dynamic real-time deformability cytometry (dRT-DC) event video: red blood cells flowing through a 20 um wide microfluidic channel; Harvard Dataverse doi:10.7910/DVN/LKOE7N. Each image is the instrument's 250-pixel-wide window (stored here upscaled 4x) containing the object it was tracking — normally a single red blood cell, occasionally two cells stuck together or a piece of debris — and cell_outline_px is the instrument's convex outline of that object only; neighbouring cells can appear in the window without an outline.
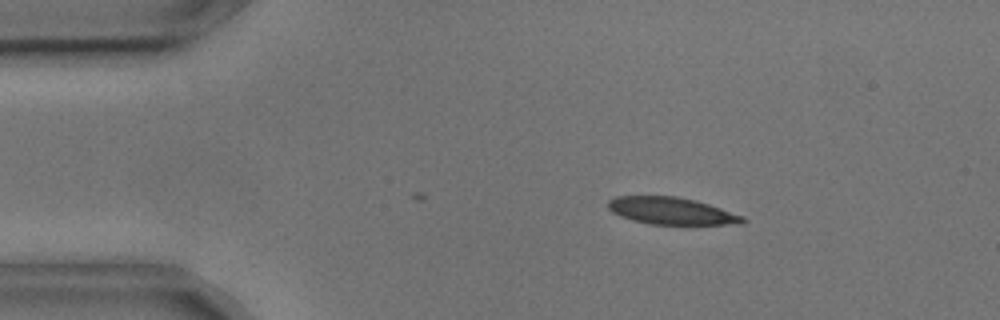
{"species": "common noctule bat (a hibernating species)", "species_latin": "Nyctalus noctula", "temperature_condition": "cold", "stored_images_in_passage": 3, "camera_frame_rate_fps": 3000, "um_per_image_px": 0.085, "animal": {"sex": "male", "body_mass_g": 17.9, "forearm_length_mm": 54.2}, "frame": {"image": 1, "passage_image": 1, "time_ms": 0.0, "image_size_px": [1000, 320], "cell_outline_px": [[748, 220], [744, 224], [648, 224], [632, 220], [620, 216], [612, 212], [608, 208], [608, 200], [616, 196], [676, 196], [708, 204], [744, 216]], "centroid_in_image_um": [57.06, 17.93], "position_along_channel_um": 27.9, "area_um2": 21.21}}